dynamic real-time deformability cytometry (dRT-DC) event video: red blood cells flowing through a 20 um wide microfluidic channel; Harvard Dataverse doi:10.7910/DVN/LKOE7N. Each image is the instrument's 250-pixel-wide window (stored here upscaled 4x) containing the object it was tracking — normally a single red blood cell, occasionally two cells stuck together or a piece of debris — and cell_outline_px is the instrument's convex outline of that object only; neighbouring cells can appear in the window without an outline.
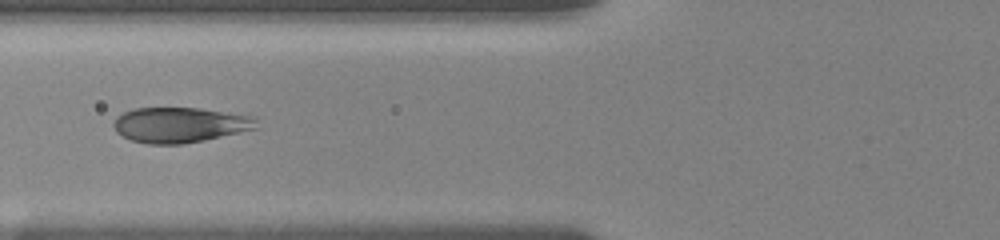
{"species": "human", "species_latin": "Homo sapiens", "temperature_condition": "room temperature", "stored_images_in_passage": 14, "camera_frame_rate_fps": 3000, "um_per_image_px": 0.085, "donor": {"sex": "female"}, "frame": {"image": 1, "passage_image": 10, "time_ms": 7.333, "image_size_px": [1000, 240], "cell_outline_px": [[256, 128], [204, 140], [180, 144], [148, 144], [132, 140], [116, 132], [112, 124], [116, 116], [124, 112], [136, 108], [196, 108], [256, 116]], "centroid_in_image_um": [15.26, 10.61], "position_along_channel_um": 110.5, "area_um2": 29.13}}
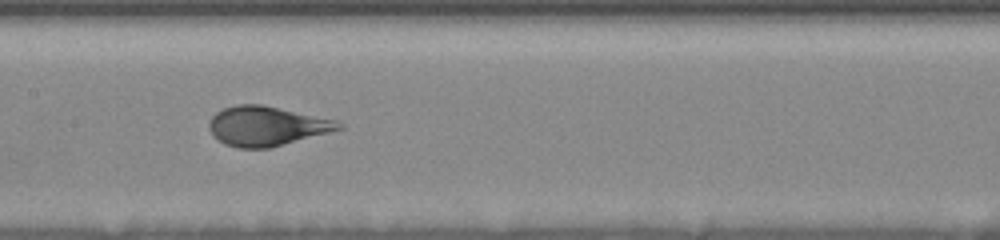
{"frame": {"image": 2, "passage_image": 12, "time_ms": 9.333, "image_size_px": [1000, 240], "cell_outline_px": [[344, 128], [268, 148], [240, 148], [224, 144], [212, 136], [208, 128], [208, 124], [212, 116], [216, 112], [224, 108], [236, 104], [260, 104], [336, 120], [344, 124]], "centroid_in_image_um": [22.62, 10.71], "position_along_channel_um": 184.8, "area_um2": 29.65}}
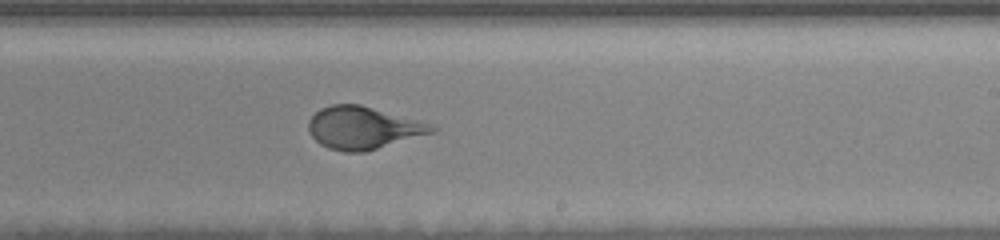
{"frame": {"image": 3, "passage_image": 14, "time_ms": 11.333, "image_size_px": [1000, 240], "cell_outline_px": [[440, 128], [436, 132], [364, 152], [344, 152], [328, 148], [320, 144], [312, 136], [308, 128], [308, 120], [320, 108], [332, 104], [360, 104], [432, 124]], "centroid_in_image_um": [30.88, 10.87], "position_along_channel_um": 258.1, "area_um2": 30.58}}